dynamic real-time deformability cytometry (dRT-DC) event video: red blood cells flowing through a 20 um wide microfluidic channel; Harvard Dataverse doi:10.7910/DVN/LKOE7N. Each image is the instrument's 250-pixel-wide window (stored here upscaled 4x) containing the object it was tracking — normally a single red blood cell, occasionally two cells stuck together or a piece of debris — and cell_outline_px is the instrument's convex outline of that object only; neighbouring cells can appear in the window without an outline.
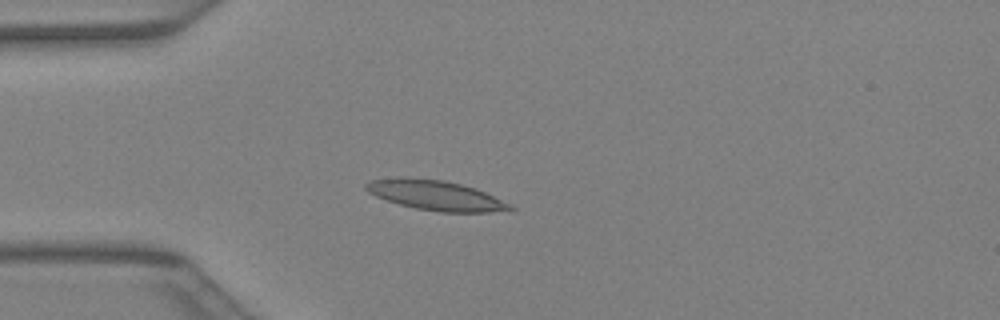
{"species": "Egyptian fruit bat (a non-hibernating species)", "species_latin": "Rousettus aegyptiacus", "temperature_condition": "warm", "stored_images_in_passage": 31, "camera_frame_rate_fps": 3000, "um_per_image_px": 0.085, "animal": {"sex": "female"}, "frame": {"image": 1, "passage_image": 1, "time_ms": 0.0, "image_size_px": [1000, 320], "cell_outline_px": [[516, 208], [488, 212], [440, 212], [416, 208], [400, 204], [376, 196], [368, 192], [364, 188], [364, 184], [368, 180], [396, 176], [408, 176], [444, 180], [476, 188], [512, 204]], "centroid_in_image_um": [36.97, 16.57], "position_along_channel_um": 48.0, "area_um2": 25.32}}
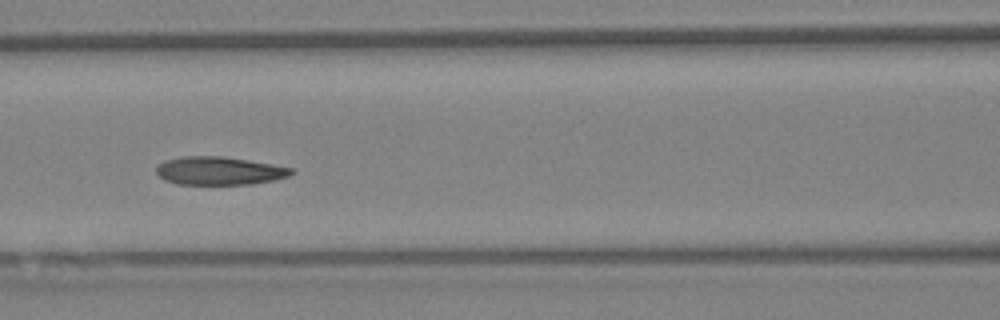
{"frame": {"image": 2, "passage_image": 8, "time_ms": 2.333, "image_size_px": [1000, 320], "cell_outline_px": [[296, 172], [288, 176], [272, 180], [252, 184], [176, 184], [164, 180], [156, 172], [156, 164], [164, 160], [184, 156], [220, 156], [248, 160], [296, 168]], "centroid_in_image_um": [18.63, 14.51], "position_along_channel_um": 148.0, "area_um2": 22.31}}
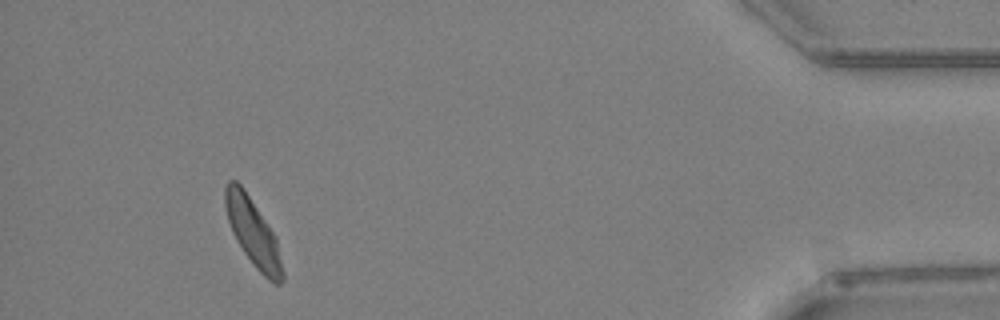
{"frame": {"image": 3, "passage_image": 28, "time_ms": 9.0, "image_size_px": [1000, 320], "cell_outline_px": [[284, 280], [280, 284], [276, 284], [268, 280], [256, 268], [244, 252], [236, 240], [232, 232], [228, 220], [224, 204], [224, 188], [228, 180], [236, 180], [244, 188], [276, 236], [284, 272]], "centroid_in_image_um": [21.51, 19.75], "position_along_channel_um": 413.7, "area_um2": 22.6}}